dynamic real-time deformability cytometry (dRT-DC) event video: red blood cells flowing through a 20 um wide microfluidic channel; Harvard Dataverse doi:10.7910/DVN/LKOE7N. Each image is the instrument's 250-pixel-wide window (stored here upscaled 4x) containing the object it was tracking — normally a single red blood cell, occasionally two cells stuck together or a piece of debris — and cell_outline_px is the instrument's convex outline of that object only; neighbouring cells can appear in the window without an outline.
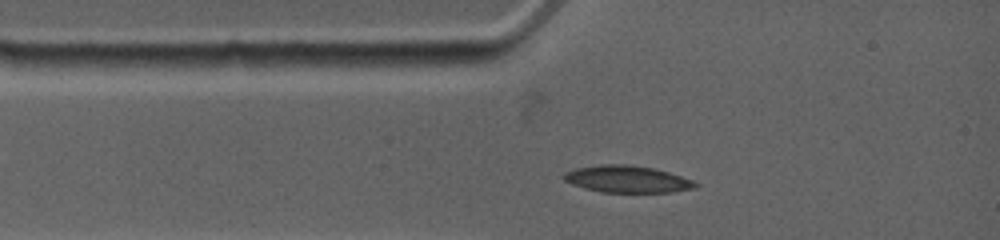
{"species": "common noctule bat (a hibernating species)", "species_latin": "Nyctalus noctula", "temperature_condition": "warm", "stored_images_in_passage": 2, "camera_frame_rate_fps": 4500, "um_per_image_px": 0.085, "animal": {"sex": "female", "body_mass_g": 19.0, "forearm_length_mm": 53.3}, "frame": {"image": 1, "passage_image": 1, "time_ms": 0.0, "image_size_px": [1000, 240], "cell_outline_px": [[700, 184], [696, 188], [672, 192], [600, 192], [584, 188], [572, 184], [564, 180], [564, 172], [576, 168], [600, 164], [628, 164], [652, 168], [668, 172], [692, 180]], "centroid_in_image_um": [53.31, 15.23], "position_along_channel_um": 31.7, "area_um2": 20.63}}